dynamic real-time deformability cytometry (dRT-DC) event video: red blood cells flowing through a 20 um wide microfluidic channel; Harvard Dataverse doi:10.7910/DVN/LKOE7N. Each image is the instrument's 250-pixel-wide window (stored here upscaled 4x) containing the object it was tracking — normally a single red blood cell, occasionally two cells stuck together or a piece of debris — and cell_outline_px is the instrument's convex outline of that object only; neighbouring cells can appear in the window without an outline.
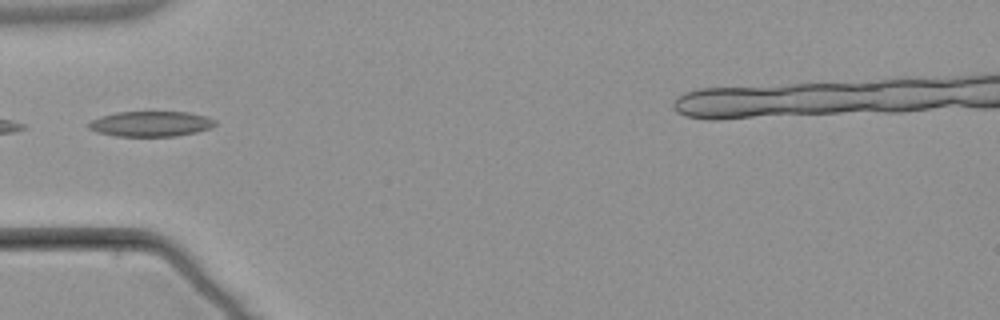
{"species": "common noctule bat (a hibernating species)", "species_latin": "Nyctalus noctula", "temperature_condition": "warm", "stored_images_in_passage": 4, "camera_frame_rate_fps": 3000, "um_per_image_px": 0.085, "animal": {"sex": "male", "body_mass_g": 21.5, "forearm_length_mm": 52.0}, "frame": {"image": 1, "passage_image": 4, "time_ms": 5.0, "image_size_px": [1000, 320], "cell_outline_px": [[216, 124], [212, 128], [196, 132], [176, 136], [116, 136], [96, 132], [88, 128], [88, 124], [92, 120], [100, 116], [116, 112], [188, 112], [208, 116], [216, 120]], "centroid_in_image_um": [12.84, 10.52], "position_along_channel_um": 72.2, "area_um2": 18.79}}